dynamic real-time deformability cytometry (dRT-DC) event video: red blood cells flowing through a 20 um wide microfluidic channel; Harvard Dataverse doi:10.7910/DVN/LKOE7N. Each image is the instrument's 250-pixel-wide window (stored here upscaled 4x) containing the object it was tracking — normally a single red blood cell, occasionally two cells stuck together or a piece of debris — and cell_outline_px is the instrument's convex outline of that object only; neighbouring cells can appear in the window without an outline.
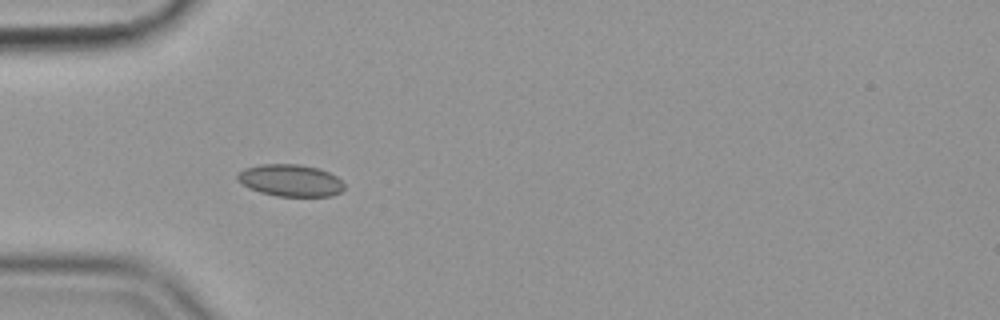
{"species": "common noctule bat (a hibernating species)", "species_latin": "Nyctalus noctula", "temperature_condition": "cold", "stored_images_in_passage": 20, "camera_frame_rate_fps": 3000, "um_per_image_px": 0.085, "animal": {"sex": "female", "body_mass_g": 19.9}, "frame": {"image": 1, "passage_image": 6, "time_ms": 1.667, "image_size_px": [1000, 320], "cell_outline_px": [[344, 188], [340, 192], [332, 196], [276, 196], [260, 192], [248, 188], [236, 180], [236, 176], [244, 168], [260, 164], [300, 164], [320, 168], [336, 176], [344, 184]], "centroid_in_image_um": [24.67, 15.33], "position_along_channel_um": 60.3, "area_um2": 20.06}}
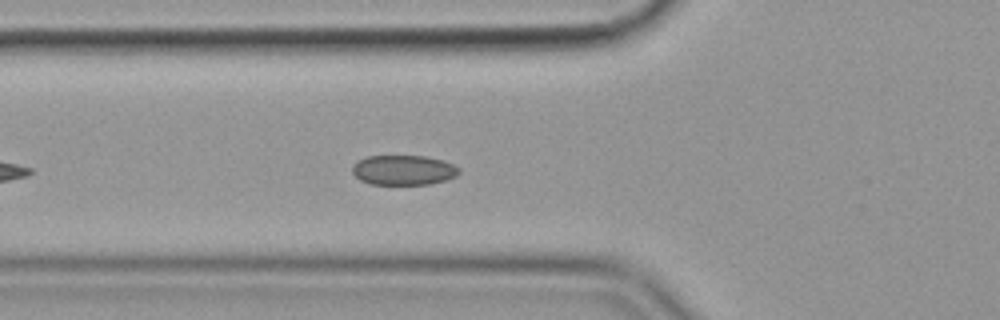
{"frame": {"image": 2, "passage_image": 9, "time_ms": 2.667, "image_size_px": [1000, 320], "cell_outline_px": [[460, 172], [456, 176], [444, 180], [428, 184], [372, 184], [360, 180], [352, 172], [352, 164], [368, 156], [424, 156], [440, 160], [452, 164], [460, 168]], "centroid_in_image_um": [34.28, 14.46], "position_along_channel_um": 91.5, "area_um2": 18.38}}